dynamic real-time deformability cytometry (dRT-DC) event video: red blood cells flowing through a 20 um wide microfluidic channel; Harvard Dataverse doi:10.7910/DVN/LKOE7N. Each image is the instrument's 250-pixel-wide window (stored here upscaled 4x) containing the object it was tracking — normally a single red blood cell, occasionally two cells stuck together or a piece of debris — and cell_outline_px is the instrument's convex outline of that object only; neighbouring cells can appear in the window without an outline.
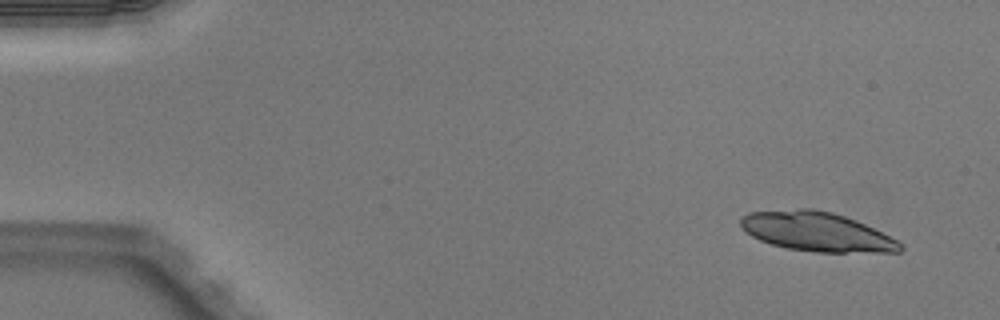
{"species": "Egyptian fruit bat (a non-hibernating species)", "species_latin": "Rousettus aegyptiacus", "temperature_condition": "warm", "stored_images_in_passage": 47, "camera_frame_rate_fps": 3000, "um_per_image_px": 0.085, "animal": {"sex": "male"}, "frame": {"image": 1, "passage_image": 1, "time_ms": 0.0, "image_size_px": [1000, 320], "cell_outline_px": [[904, 248], [900, 252], [816, 252], [788, 248], [772, 244], [760, 240], [752, 236], [740, 224], [740, 220], [748, 212], [800, 208], [812, 208], [832, 212], [856, 220], [904, 244]], "centroid_in_image_um": [69.43, 19.69], "position_along_channel_um": 15.6, "area_um2": 36.18}}
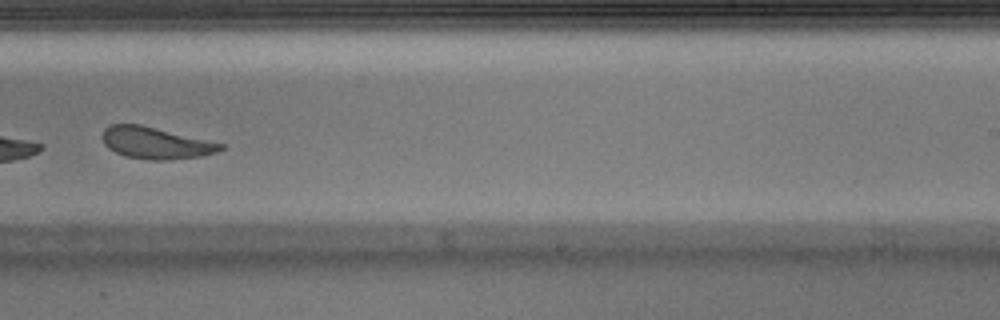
{"frame": {"image": 2, "passage_image": 30, "time_ms": 9.667, "image_size_px": [1000, 320], "cell_outline_px": [[228, 148], [204, 156], [164, 160], [148, 160], [124, 156], [108, 148], [104, 144], [100, 136], [104, 128], [108, 124], [140, 124], [224, 144]], "centroid_in_image_um": [13.21, 12.15], "position_along_channel_um": 275.8, "area_um2": 22.08}, "authors_computed_cell_mechanics": {"area_um2": 25.8944, "velocity_mm_per_s": 4.0197, "shape_relaxation_time_tau1_ms": 3.6752, "shape_relaxation_time_tau2_ms": 1.5321, "deformation_change_tau1": 0.1629, "deformation_change_tau2": 0.0833}}